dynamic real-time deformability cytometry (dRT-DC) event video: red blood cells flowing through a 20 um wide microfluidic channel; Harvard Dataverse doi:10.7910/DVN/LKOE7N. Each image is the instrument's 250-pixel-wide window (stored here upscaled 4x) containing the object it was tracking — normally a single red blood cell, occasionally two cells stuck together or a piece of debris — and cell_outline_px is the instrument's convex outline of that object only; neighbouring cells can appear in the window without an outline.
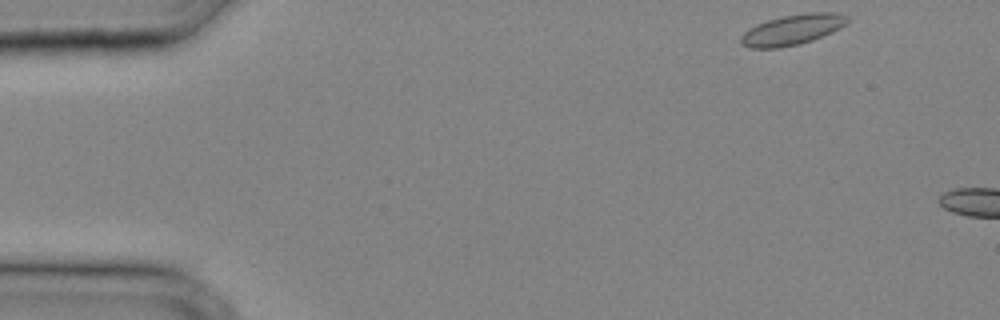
{"species": "common noctule bat (a hibernating species)", "species_latin": "Nyctalus noctula", "temperature_condition": "cold", "stored_images_in_passage": 3, "camera_frame_rate_fps": 3000, "um_per_image_px": 0.085, "animal": {"sex": "male", "body_mass_g": 20.4}, "frame": {"image": 1, "passage_image": 1, "time_ms": 0.0, "image_size_px": [1000, 320], "cell_outline_px": [[848, 20], [840, 28], [832, 32], [812, 40], [800, 44], [780, 48], [748, 48], [740, 44], [740, 36], [748, 28], [756, 24], [768, 20], [784, 16], [808, 12], [840, 12], [848, 16]], "centroid_in_image_um": [67.33, 2.53], "position_along_channel_um": 17.7, "area_um2": 19.02}}